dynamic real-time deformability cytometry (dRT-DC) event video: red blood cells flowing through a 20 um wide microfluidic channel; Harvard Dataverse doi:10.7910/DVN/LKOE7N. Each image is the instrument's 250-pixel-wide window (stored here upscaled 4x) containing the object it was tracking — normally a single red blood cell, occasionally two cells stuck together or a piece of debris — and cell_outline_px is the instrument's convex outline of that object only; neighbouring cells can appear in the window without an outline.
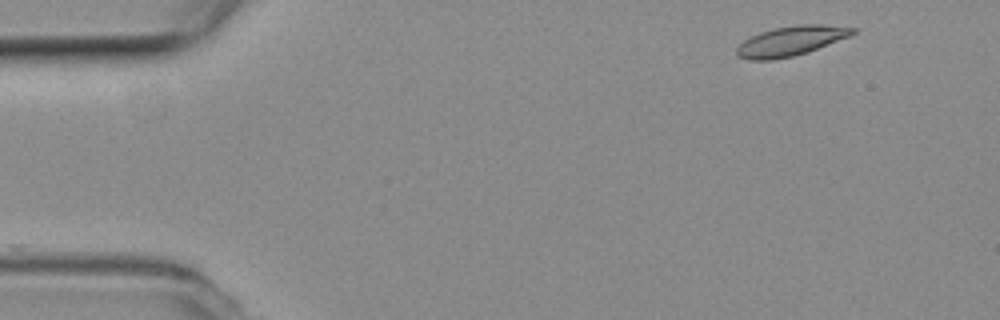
{"species": "common noctule bat (a hibernating species)", "species_latin": "Nyctalus noctula", "temperature_condition": "room temperature", "stored_images_in_passage": 4, "camera_frame_rate_fps": 3000, "um_per_image_px": 0.085, "animal": {"sex": "female", "body_mass_g": 19.3, "forearm_length_mm": 54.1}, "frame": {"image": 1, "passage_image": 1, "time_ms": 0.0, "image_size_px": [1000, 320], "cell_outline_px": [[856, 32], [852, 36], [808, 52], [792, 56], [772, 60], [748, 60], [736, 56], [736, 48], [744, 40], [760, 32], [776, 28], [800, 24], [824, 24], [856, 28]], "centroid_in_image_um": [67.25, 3.49], "position_along_channel_um": 17.7, "area_um2": 20.17}}
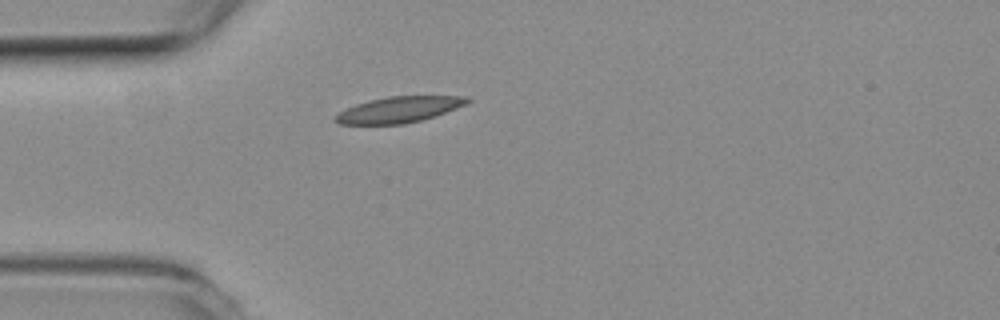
{"frame": {"image": 2, "passage_image": 4, "time_ms": 1.0, "image_size_px": [1000, 320], "cell_outline_px": [[472, 100], [468, 104], [436, 116], [404, 124], [340, 124], [332, 120], [332, 116], [356, 104], [368, 100], [388, 96], [468, 96]], "centroid_in_image_um": [33.93, 9.31], "position_along_channel_um": 51.1, "area_um2": 20.11}}